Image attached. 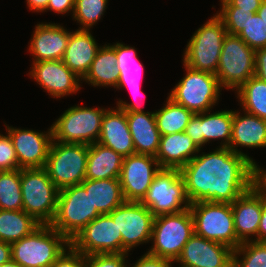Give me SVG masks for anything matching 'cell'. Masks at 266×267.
Masks as SVG:
<instances>
[{
    "label": "cell",
    "instance_id": "cell-25",
    "mask_svg": "<svg viewBox=\"0 0 266 267\" xmlns=\"http://www.w3.org/2000/svg\"><path fill=\"white\" fill-rule=\"evenodd\" d=\"M199 152L200 149L185 132H178L160 137L155 158L160 168L181 170Z\"/></svg>",
    "mask_w": 266,
    "mask_h": 267
},
{
    "label": "cell",
    "instance_id": "cell-7",
    "mask_svg": "<svg viewBox=\"0 0 266 267\" xmlns=\"http://www.w3.org/2000/svg\"><path fill=\"white\" fill-rule=\"evenodd\" d=\"M194 233L235 250L242 242L237 238L230 203L196 202L189 207Z\"/></svg>",
    "mask_w": 266,
    "mask_h": 267
},
{
    "label": "cell",
    "instance_id": "cell-21",
    "mask_svg": "<svg viewBox=\"0 0 266 267\" xmlns=\"http://www.w3.org/2000/svg\"><path fill=\"white\" fill-rule=\"evenodd\" d=\"M231 206L237 238L241 242L250 241L252 235L256 238L262 213V195L252 186Z\"/></svg>",
    "mask_w": 266,
    "mask_h": 267
},
{
    "label": "cell",
    "instance_id": "cell-19",
    "mask_svg": "<svg viewBox=\"0 0 266 267\" xmlns=\"http://www.w3.org/2000/svg\"><path fill=\"white\" fill-rule=\"evenodd\" d=\"M36 82L55 98L76 93L79 88V78L62 60H47L33 62L29 73Z\"/></svg>",
    "mask_w": 266,
    "mask_h": 267
},
{
    "label": "cell",
    "instance_id": "cell-40",
    "mask_svg": "<svg viewBox=\"0 0 266 267\" xmlns=\"http://www.w3.org/2000/svg\"><path fill=\"white\" fill-rule=\"evenodd\" d=\"M20 169L15 148L9 134H0V171Z\"/></svg>",
    "mask_w": 266,
    "mask_h": 267
},
{
    "label": "cell",
    "instance_id": "cell-43",
    "mask_svg": "<svg viewBox=\"0 0 266 267\" xmlns=\"http://www.w3.org/2000/svg\"><path fill=\"white\" fill-rule=\"evenodd\" d=\"M255 74L258 79L266 82V47L255 50Z\"/></svg>",
    "mask_w": 266,
    "mask_h": 267
},
{
    "label": "cell",
    "instance_id": "cell-45",
    "mask_svg": "<svg viewBox=\"0 0 266 267\" xmlns=\"http://www.w3.org/2000/svg\"><path fill=\"white\" fill-rule=\"evenodd\" d=\"M75 0H49L46 10L64 14L74 10Z\"/></svg>",
    "mask_w": 266,
    "mask_h": 267
},
{
    "label": "cell",
    "instance_id": "cell-37",
    "mask_svg": "<svg viewBox=\"0 0 266 267\" xmlns=\"http://www.w3.org/2000/svg\"><path fill=\"white\" fill-rule=\"evenodd\" d=\"M221 10L217 16L222 20L227 34L238 35L244 28L251 11L240 10L232 6L227 0H221Z\"/></svg>",
    "mask_w": 266,
    "mask_h": 267
},
{
    "label": "cell",
    "instance_id": "cell-51",
    "mask_svg": "<svg viewBox=\"0 0 266 267\" xmlns=\"http://www.w3.org/2000/svg\"><path fill=\"white\" fill-rule=\"evenodd\" d=\"M257 13L261 17L263 22L266 24V0L261 3V6L257 10Z\"/></svg>",
    "mask_w": 266,
    "mask_h": 267
},
{
    "label": "cell",
    "instance_id": "cell-39",
    "mask_svg": "<svg viewBox=\"0 0 266 267\" xmlns=\"http://www.w3.org/2000/svg\"><path fill=\"white\" fill-rule=\"evenodd\" d=\"M128 253H105L85 256V267H127Z\"/></svg>",
    "mask_w": 266,
    "mask_h": 267
},
{
    "label": "cell",
    "instance_id": "cell-30",
    "mask_svg": "<svg viewBox=\"0 0 266 267\" xmlns=\"http://www.w3.org/2000/svg\"><path fill=\"white\" fill-rule=\"evenodd\" d=\"M116 51L117 69L119 72V80L117 89L124 86L131 90V93L139 92L140 79L143 66L137 60V52L133 47L125 46V44L116 43L110 45Z\"/></svg>",
    "mask_w": 266,
    "mask_h": 267
},
{
    "label": "cell",
    "instance_id": "cell-1",
    "mask_svg": "<svg viewBox=\"0 0 266 267\" xmlns=\"http://www.w3.org/2000/svg\"><path fill=\"white\" fill-rule=\"evenodd\" d=\"M180 171L191 204H231L253 186V163L230 148L196 154Z\"/></svg>",
    "mask_w": 266,
    "mask_h": 267
},
{
    "label": "cell",
    "instance_id": "cell-29",
    "mask_svg": "<svg viewBox=\"0 0 266 267\" xmlns=\"http://www.w3.org/2000/svg\"><path fill=\"white\" fill-rule=\"evenodd\" d=\"M116 51L108 44L99 48L83 81L92 86L117 87L119 72L116 66Z\"/></svg>",
    "mask_w": 266,
    "mask_h": 267
},
{
    "label": "cell",
    "instance_id": "cell-8",
    "mask_svg": "<svg viewBox=\"0 0 266 267\" xmlns=\"http://www.w3.org/2000/svg\"><path fill=\"white\" fill-rule=\"evenodd\" d=\"M89 145L52 140L44 169L59 189L79 185L85 180Z\"/></svg>",
    "mask_w": 266,
    "mask_h": 267
},
{
    "label": "cell",
    "instance_id": "cell-26",
    "mask_svg": "<svg viewBox=\"0 0 266 267\" xmlns=\"http://www.w3.org/2000/svg\"><path fill=\"white\" fill-rule=\"evenodd\" d=\"M126 117L135 153L156 156L161 135L154 112H126Z\"/></svg>",
    "mask_w": 266,
    "mask_h": 267
},
{
    "label": "cell",
    "instance_id": "cell-41",
    "mask_svg": "<svg viewBox=\"0 0 266 267\" xmlns=\"http://www.w3.org/2000/svg\"><path fill=\"white\" fill-rule=\"evenodd\" d=\"M68 249L69 251L65 250L50 267H85V255L71 245Z\"/></svg>",
    "mask_w": 266,
    "mask_h": 267
},
{
    "label": "cell",
    "instance_id": "cell-44",
    "mask_svg": "<svg viewBox=\"0 0 266 267\" xmlns=\"http://www.w3.org/2000/svg\"><path fill=\"white\" fill-rule=\"evenodd\" d=\"M257 163L253 164V187L266 200V170L259 168Z\"/></svg>",
    "mask_w": 266,
    "mask_h": 267
},
{
    "label": "cell",
    "instance_id": "cell-16",
    "mask_svg": "<svg viewBox=\"0 0 266 267\" xmlns=\"http://www.w3.org/2000/svg\"><path fill=\"white\" fill-rule=\"evenodd\" d=\"M175 262L181 267H232L233 249L194 233Z\"/></svg>",
    "mask_w": 266,
    "mask_h": 267
},
{
    "label": "cell",
    "instance_id": "cell-5",
    "mask_svg": "<svg viewBox=\"0 0 266 267\" xmlns=\"http://www.w3.org/2000/svg\"><path fill=\"white\" fill-rule=\"evenodd\" d=\"M226 35L222 20L214 15L192 35L184 51V65L216 74Z\"/></svg>",
    "mask_w": 266,
    "mask_h": 267
},
{
    "label": "cell",
    "instance_id": "cell-49",
    "mask_svg": "<svg viewBox=\"0 0 266 267\" xmlns=\"http://www.w3.org/2000/svg\"><path fill=\"white\" fill-rule=\"evenodd\" d=\"M11 259V244L0 240V265L10 261Z\"/></svg>",
    "mask_w": 266,
    "mask_h": 267
},
{
    "label": "cell",
    "instance_id": "cell-24",
    "mask_svg": "<svg viewBox=\"0 0 266 267\" xmlns=\"http://www.w3.org/2000/svg\"><path fill=\"white\" fill-rule=\"evenodd\" d=\"M100 47L97 45L90 30L78 29L75 32H70V38L62 61L82 81Z\"/></svg>",
    "mask_w": 266,
    "mask_h": 267
},
{
    "label": "cell",
    "instance_id": "cell-9",
    "mask_svg": "<svg viewBox=\"0 0 266 267\" xmlns=\"http://www.w3.org/2000/svg\"><path fill=\"white\" fill-rule=\"evenodd\" d=\"M141 203L155 217L179 213L189 208L191 203L186 193L185 181L181 171L179 169L161 168L155 174L152 184Z\"/></svg>",
    "mask_w": 266,
    "mask_h": 267
},
{
    "label": "cell",
    "instance_id": "cell-27",
    "mask_svg": "<svg viewBox=\"0 0 266 267\" xmlns=\"http://www.w3.org/2000/svg\"><path fill=\"white\" fill-rule=\"evenodd\" d=\"M123 157L98 142L89 145L85 179H119Z\"/></svg>",
    "mask_w": 266,
    "mask_h": 267
},
{
    "label": "cell",
    "instance_id": "cell-3",
    "mask_svg": "<svg viewBox=\"0 0 266 267\" xmlns=\"http://www.w3.org/2000/svg\"><path fill=\"white\" fill-rule=\"evenodd\" d=\"M23 207L41 225H50L57 211L59 189L44 168L21 169Z\"/></svg>",
    "mask_w": 266,
    "mask_h": 267
},
{
    "label": "cell",
    "instance_id": "cell-52",
    "mask_svg": "<svg viewBox=\"0 0 266 267\" xmlns=\"http://www.w3.org/2000/svg\"><path fill=\"white\" fill-rule=\"evenodd\" d=\"M1 267H23L16 261H13L12 259L4 264L1 265Z\"/></svg>",
    "mask_w": 266,
    "mask_h": 267
},
{
    "label": "cell",
    "instance_id": "cell-13",
    "mask_svg": "<svg viewBox=\"0 0 266 267\" xmlns=\"http://www.w3.org/2000/svg\"><path fill=\"white\" fill-rule=\"evenodd\" d=\"M122 236V253L140 244L152 241L155 216L141 202H127L109 213Z\"/></svg>",
    "mask_w": 266,
    "mask_h": 267
},
{
    "label": "cell",
    "instance_id": "cell-15",
    "mask_svg": "<svg viewBox=\"0 0 266 267\" xmlns=\"http://www.w3.org/2000/svg\"><path fill=\"white\" fill-rule=\"evenodd\" d=\"M160 169L155 156L135 153L124 157L119 181L125 201L141 202Z\"/></svg>",
    "mask_w": 266,
    "mask_h": 267
},
{
    "label": "cell",
    "instance_id": "cell-50",
    "mask_svg": "<svg viewBox=\"0 0 266 267\" xmlns=\"http://www.w3.org/2000/svg\"><path fill=\"white\" fill-rule=\"evenodd\" d=\"M30 10L37 12L46 11L49 0H26Z\"/></svg>",
    "mask_w": 266,
    "mask_h": 267
},
{
    "label": "cell",
    "instance_id": "cell-33",
    "mask_svg": "<svg viewBox=\"0 0 266 267\" xmlns=\"http://www.w3.org/2000/svg\"><path fill=\"white\" fill-rule=\"evenodd\" d=\"M237 91L245 112L266 120V82L251 77Z\"/></svg>",
    "mask_w": 266,
    "mask_h": 267
},
{
    "label": "cell",
    "instance_id": "cell-4",
    "mask_svg": "<svg viewBox=\"0 0 266 267\" xmlns=\"http://www.w3.org/2000/svg\"><path fill=\"white\" fill-rule=\"evenodd\" d=\"M101 213L93 207L89 191L79 184L59 190L57 211L50 224L70 242Z\"/></svg>",
    "mask_w": 266,
    "mask_h": 267
},
{
    "label": "cell",
    "instance_id": "cell-2",
    "mask_svg": "<svg viewBox=\"0 0 266 267\" xmlns=\"http://www.w3.org/2000/svg\"><path fill=\"white\" fill-rule=\"evenodd\" d=\"M70 245L51 225H40L31 234L11 243V257L23 267H50Z\"/></svg>",
    "mask_w": 266,
    "mask_h": 267
},
{
    "label": "cell",
    "instance_id": "cell-22",
    "mask_svg": "<svg viewBox=\"0 0 266 267\" xmlns=\"http://www.w3.org/2000/svg\"><path fill=\"white\" fill-rule=\"evenodd\" d=\"M98 143L109 147L123 158L135 154L126 112L118 107L105 111Z\"/></svg>",
    "mask_w": 266,
    "mask_h": 267
},
{
    "label": "cell",
    "instance_id": "cell-11",
    "mask_svg": "<svg viewBox=\"0 0 266 267\" xmlns=\"http://www.w3.org/2000/svg\"><path fill=\"white\" fill-rule=\"evenodd\" d=\"M255 50L238 35L227 34L223 40L216 77L220 86L238 90L255 74Z\"/></svg>",
    "mask_w": 266,
    "mask_h": 267
},
{
    "label": "cell",
    "instance_id": "cell-14",
    "mask_svg": "<svg viewBox=\"0 0 266 267\" xmlns=\"http://www.w3.org/2000/svg\"><path fill=\"white\" fill-rule=\"evenodd\" d=\"M85 256L92 254L122 253V236L109 214H100L86 225L70 242Z\"/></svg>",
    "mask_w": 266,
    "mask_h": 267
},
{
    "label": "cell",
    "instance_id": "cell-18",
    "mask_svg": "<svg viewBox=\"0 0 266 267\" xmlns=\"http://www.w3.org/2000/svg\"><path fill=\"white\" fill-rule=\"evenodd\" d=\"M208 112L194 114L185 129V133L200 150L210 140L221 138L224 139V142L221 141V146L219 147L229 148L233 126V111L223 110L211 114H208Z\"/></svg>",
    "mask_w": 266,
    "mask_h": 267
},
{
    "label": "cell",
    "instance_id": "cell-42",
    "mask_svg": "<svg viewBox=\"0 0 266 267\" xmlns=\"http://www.w3.org/2000/svg\"><path fill=\"white\" fill-rule=\"evenodd\" d=\"M172 263L166 258L154 256L147 252L131 267H172Z\"/></svg>",
    "mask_w": 266,
    "mask_h": 267
},
{
    "label": "cell",
    "instance_id": "cell-34",
    "mask_svg": "<svg viewBox=\"0 0 266 267\" xmlns=\"http://www.w3.org/2000/svg\"><path fill=\"white\" fill-rule=\"evenodd\" d=\"M21 169L0 171V210H22Z\"/></svg>",
    "mask_w": 266,
    "mask_h": 267
},
{
    "label": "cell",
    "instance_id": "cell-17",
    "mask_svg": "<svg viewBox=\"0 0 266 267\" xmlns=\"http://www.w3.org/2000/svg\"><path fill=\"white\" fill-rule=\"evenodd\" d=\"M20 169L44 168L53 140L52 127L45 133L6 126Z\"/></svg>",
    "mask_w": 266,
    "mask_h": 267
},
{
    "label": "cell",
    "instance_id": "cell-20",
    "mask_svg": "<svg viewBox=\"0 0 266 267\" xmlns=\"http://www.w3.org/2000/svg\"><path fill=\"white\" fill-rule=\"evenodd\" d=\"M70 38V32L55 23L37 24L31 38L29 52L33 62L62 60Z\"/></svg>",
    "mask_w": 266,
    "mask_h": 267
},
{
    "label": "cell",
    "instance_id": "cell-38",
    "mask_svg": "<svg viewBox=\"0 0 266 267\" xmlns=\"http://www.w3.org/2000/svg\"><path fill=\"white\" fill-rule=\"evenodd\" d=\"M238 36L252 49L266 47V24L258 13L250 14Z\"/></svg>",
    "mask_w": 266,
    "mask_h": 267
},
{
    "label": "cell",
    "instance_id": "cell-46",
    "mask_svg": "<svg viewBox=\"0 0 266 267\" xmlns=\"http://www.w3.org/2000/svg\"><path fill=\"white\" fill-rule=\"evenodd\" d=\"M232 6L240 8V10L251 11L257 13L264 0H227Z\"/></svg>",
    "mask_w": 266,
    "mask_h": 267
},
{
    "label": "cell",
    "instance_id": "cell-48",
    "mask_svg": "<svg viewBox=\"0 0 266 267\" xmlns=\"http://www.w3.org/2000/svg\"><path fill=\"white\" fill-rule=\"evenodd\" d=\"M141 93V91L136 92V93H132L133 97H137L139 96ZM136 101V100H135ZM117 107L122 109L124 112H134V113H140V112H144V110H142L141 105H139V103H126L123 100H119L117 103Z\"/></svg>",
    "mask_w": 266,
    "mask_h": 267
},
{
    "label": "cell",
    "instance_id": "cell-28",
    "mask_svg": "<svg viewBox=\"0 0 266 267\" xmlns=\"http://www.w3.org/2000/svg\"><path fill=\"white\" fill-rule=\"evenodd\" d=\"M81 185L89 191L93 207L101 214H109L125 202L119 179H85Z\"/></svg>",
    "mask_w": 266,
    "mask_h": 267
},
{
    "label": "cell",
    "instance_id": "cell-6",
    "mask_svg": "<svg viewBox=\"0 0 266 267\" xmlns=\"http://www.w3.org/2000/svg\"><path fill=\"white\" fill-rule=\"evenodd\" d=\"M193 234L194 222L189 208L179 213L156 216L151 238L154 245L148 253L175 263Z\"/></svg>",
    "mask_w": 266,
    "mask_h": 267
},
{
    "label": "cell",
    "instance_id": "cell-32",
    "mask_svg": "<svg viewBox=\"0 0 266 267\" xmlns=\"http://www.w3.org/2000/svg\"><path fill=\"white\" fill-rule=\"evenodd\" d=\"M167 99L165 106L154 112L156 125L160 135L164 136L178 132H185L194 113L176 103L169 96Z\"/></svg>",
    "mask_w": 266,
    "mask_h": 267
},
{
    "label": "cell",
    "instance_id": "cell-12",
    "mask_svg": "<svg viewBox=\"0 0 266 267\" xmlns=\"http://www.w3.org/2000/svg\"><path fill=\"white\" fill-rule=\"evenodd\" d=\"M186 75L173 88L169 97L194 114L210 111L219 100L220 86L215 74L185 66Z\"/></svg>",
    "mask_w": 266,
    "mask_h": 267
},
{
    "label": "cell",
    "instance_id": "cell-35",
    "mask_svg": "<svg viewBox=\"0 0 266 267\" xmlns=\"http://www.w3.org/2000/svg\"><path fill=\"white\" fill-rule=\"evenodd\" d=\"M243 255L241 259L238 257ZM232 267H266V242H242L233 250Z\"/></svg>",
    "mask_w": 266,
    "mask_h": 267
},
{
    "label": "cell",
    "instance_id": "cell-10",
    "mask_svg": "<svg viewBox=\"0 0 266 267\" xmlns=\"http://www.w3.org/2000/svg\"><path fill=\"white\" fill-rule=\"evenodd\" d=\"M105 111L84 106L68 108L51 126L53 140L86 145L98 142Z\"/></svg>",
    "mask_w": 266,
    "mask_h": 267
},
{
    "label": "cell",
    "instance_id": "cell-31",
    "mask_svg": "<svg viewBox=\"0 0 266 267\" xmlns=\"http://www.w3.org/2000/svg\"><path fill=\"white\" fill-rule=\"evenodd\" d=\"M41 224L24 210H0V240L13 243L31 234Z\"/></svg>",
    "mask_w": 266,
    "mask_h": 267
},
{
    "label": "cell",
    "instance_id": "cell-23",
    "mask_svg": "<svg viewBox=\"0 0 266 267\" xmlns=\"http://www.w3.org/2000/svg\"><path fill=\"white\" fill-rule=\"evenodd\" d=\"M238 146L248 148L266 147V120L256 115L245 113V111L242 117L239 112L233 111V126L229 148L233 152L245 156L254 164L255 161L238 150Z\"/></svg>",
    "mask_w": 266,
    "mask_h": 267
},
{
    "label": "cell",
    "instance_id": "cell-47",
    "mask_svg": "<svg viewBox=\"0 0 266 267\" xmlns=\"http://www.w3.org/2000/svg\"><path fill=\"white\" fill-rule=\"evenodd\" d=\"M257 242H266V200L262 196V213L258 228L257 237L253 240Z\"/></svg>",
    "mask_w": 266,
    "mask_h": 267
},
{
    "label": "cell",
    "instance_id": "cell-36",
    "mask_svg": "<svg viewBox=\"0 0 266 267\" xmlns=\"http://www.w3.org/2000/svg\"><path fill=\"white\" fill-rule=\"evenodd\" d=\"M108 0H75L73 18L82 25V28L90 30L105 13Z\"/></svg>",
    "mask_w": 266,
    "mask_h": 267
}]
</instances>
